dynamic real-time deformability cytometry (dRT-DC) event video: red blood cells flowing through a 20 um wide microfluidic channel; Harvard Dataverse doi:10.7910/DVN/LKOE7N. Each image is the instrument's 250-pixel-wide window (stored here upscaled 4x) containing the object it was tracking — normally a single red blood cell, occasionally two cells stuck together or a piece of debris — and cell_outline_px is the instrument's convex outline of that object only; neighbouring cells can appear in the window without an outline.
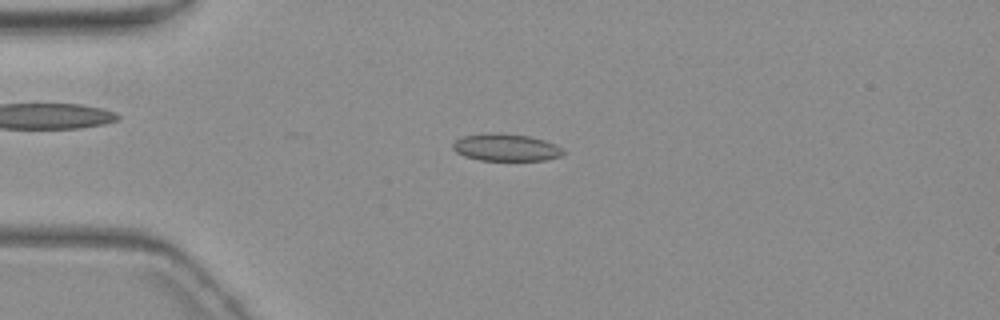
{"species": "common noctule bat (a hibernating species)", "species_latin": "Nyctalus noctula", "temperature_condition": "warm", "stored_images_in_passage": 4, "camera_frame_rate_fps": 3000, "um_per_image_px": 0.085, "animal": {"sex": "female", "body_mass_g": 19.3, "forearm_length_mm": 54.1}, "frame": {"image": 1, "passage_image": 3, "time_ms": 3.333, "image_size_px": [1000, 320], "cell_outline_px": [[564, 152], [560, 156], [544, 160], [480, 160], [464, 156], [456, 152], [452, 148], [452, 144], [460, 136], [480, 132], [500, 132], [528, 136], [544, 140], [556, 144], [564, 148]], "centroid_in_image_um": [42.96, 12.51], "position_along_channel_um": 42.0, "area_um2": 17.86}}